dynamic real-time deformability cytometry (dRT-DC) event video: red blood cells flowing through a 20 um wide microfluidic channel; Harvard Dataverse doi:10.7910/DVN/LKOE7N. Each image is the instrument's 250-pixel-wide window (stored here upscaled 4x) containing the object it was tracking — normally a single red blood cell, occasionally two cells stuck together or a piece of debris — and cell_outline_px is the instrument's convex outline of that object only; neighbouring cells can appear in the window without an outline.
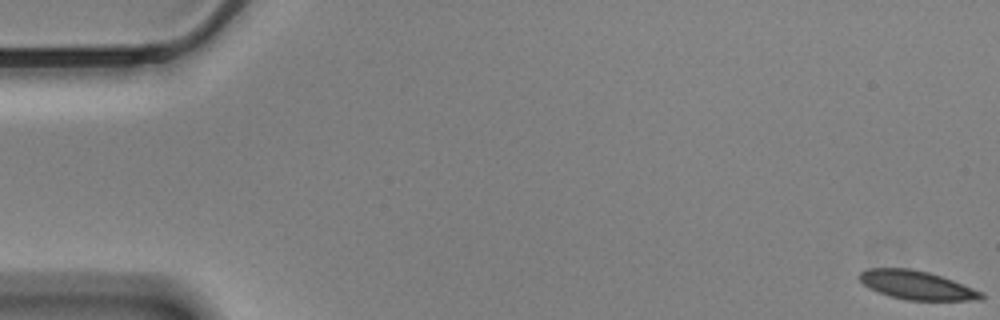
{"species": "Egyptian fruit bat (a non-hibernating species)", "species_latin": "Rousettus aegyptiacus", "temperature_condition": "cold", "stored_images_in_passage": 10, "camera_frame_rate_fps": 3000, "um_per_image_px": 0.085, "animal": {"sex": "male"}, "frame": {"image": 1, "passage_image": 1, "time_ms": 0.0, "image_size_px": [1000, 320], "cell_outline_px": [[984, 296], [980, 300], [904, 300], [888, 296], [868, 288], [856, 276], [860, 272], [868, 268], [908, 268], [928, 272], [952, 280], [984, 292]], "centroid_in_image_um": [77.88, 24.24], "position_along_channel_um": 7.1, "area_um2": 20.46}}